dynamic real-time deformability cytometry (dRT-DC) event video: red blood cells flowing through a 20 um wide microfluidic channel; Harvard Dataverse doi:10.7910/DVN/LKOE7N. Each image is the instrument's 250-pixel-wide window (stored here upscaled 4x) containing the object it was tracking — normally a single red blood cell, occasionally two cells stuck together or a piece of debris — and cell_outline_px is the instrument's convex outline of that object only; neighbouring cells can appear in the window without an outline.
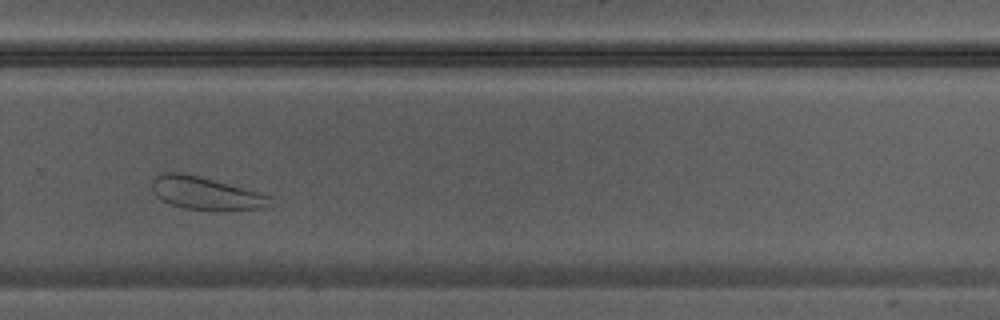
{"species": "Egyptian fruit bat (a non-hibernating species)", "species_latin": "Rousettus aegyptiacus", "temperature_condition": "warm", "stored_images_in_passage": 25, "camera_frame_rate_fps": 3000, "um_per_image_px": 0.085, "animal": {"sex": "male"}, "frame": {"image": 1, "passage_image": 15, "time_ms": 4.667, "image_size_px": [1000, 320], "cell_outline_px": [[268, 204], [264, 208], [184, 208], [172, 204], [156, 196], [152, 188], [152, 180], [156, 176], [164, 172], [180, 172], [200, 176], [260, 192], [268, 196]], "centroid_in_image_um": [17.4, 16.37], "position_along_channel_um": 312.4, "area_um2": 21.5}}
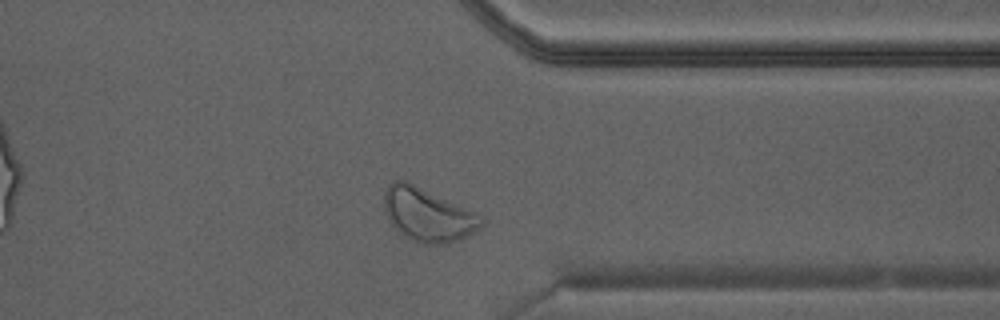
{"frame": {"image": 2, "passage_image": 18, "time_ms": 5.667, "image_size_px": [1000, 320], "cell_outline_px": [[484, 228], [456, 240], [444, 244], [424, 244], [404, 236], [392, 224], [384, 208], [384, 192], [396, 180], [404, 180], [476, 212], [484, 216]], "centroid_in_image_um": [36.42, 18.27], "position_along_channel_um": 375.0, "area_um2": 29.82}}